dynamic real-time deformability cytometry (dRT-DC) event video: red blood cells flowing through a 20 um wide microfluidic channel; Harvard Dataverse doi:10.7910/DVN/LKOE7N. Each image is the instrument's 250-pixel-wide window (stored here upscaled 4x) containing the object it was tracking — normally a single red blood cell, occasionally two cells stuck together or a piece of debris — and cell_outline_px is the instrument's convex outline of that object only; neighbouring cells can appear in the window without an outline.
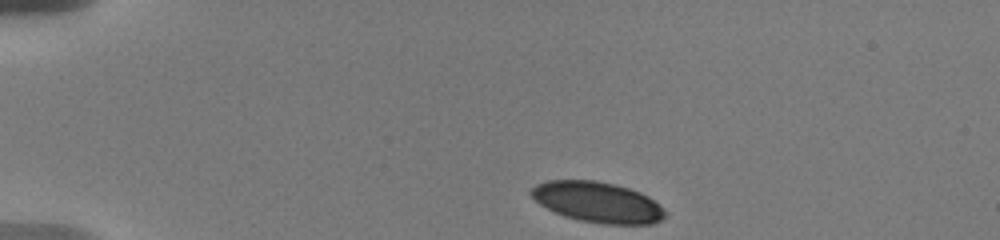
{"species": "human", "species_latin": "Homo sapiens", "temperature_condition": "warm", "stored_images_in_passage": 18, "camera_frame_rate_fps": 3000, "um_per_image_px": 0.085, "donor": {"sex": "male"}, "frame": {"image": 1, "passage_image": 1, "time_ms": 0.0, "image_size_px": [1000, 240], "cell_outline_px": [[664, 216], [660, 220], [652, 224], [604, 224], [580, 220], [564, 216], [540, 204], [528, 192], [536, 184], [548, 180], [596, 180], [616, 184], [640, 192], [648, 196], [664, 212]], "centroid_in_image_um": [50.75, 17.17], "position_along_channel_um": 34.2, "area_um2": 31.33}}
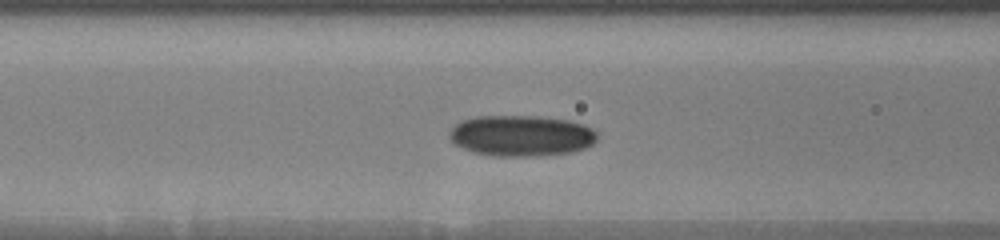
{"frame": {"image": 2, "passage_image": 11, "time_ms": 4.333, "image_size_px": [1000, 240], "cell_outline_px": [[596, 140], [592, 144], [584, 148], [572, 152], [536, 156], [492, 156], [472, 152], [456, 144], [448, 136], [448, 132], [460, 120], [476, 116], [536, 116], [568, 120], [584, 124], [592, 128], [596, 132]], "centroid_in_image_um": [44.29, 11.53], "position_along_channel_um": 122.3, "area_um2": 35.37}}
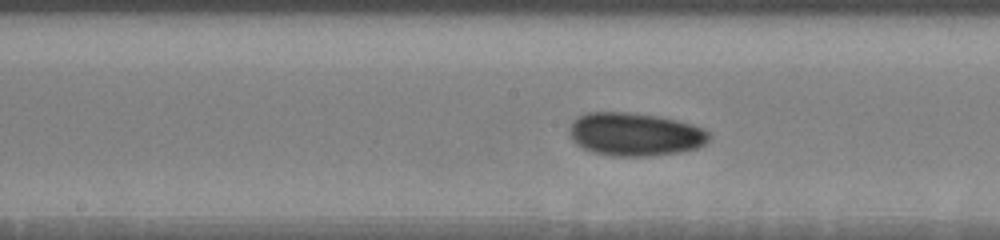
{"frame": {"image": 3, "passage_image": 16, "time_ms": 6.333, "image_size_px": [1000, 240], "cell_outline_px": [[712, 136], [704, 144], [696, 148], [680, 152], [648, 156], [612, 156], [592, 152], [576, 144], [572, 140], [568, 132], [568, 128], [572, 120], [576, 116], [588, 112], [628, 112], [660, 116], [692, 124], [704, 128]], "centroid_in_image_um": [53.94, 11.4], "position_along_channel_um": 194.3, "area_um2": 35.55}}